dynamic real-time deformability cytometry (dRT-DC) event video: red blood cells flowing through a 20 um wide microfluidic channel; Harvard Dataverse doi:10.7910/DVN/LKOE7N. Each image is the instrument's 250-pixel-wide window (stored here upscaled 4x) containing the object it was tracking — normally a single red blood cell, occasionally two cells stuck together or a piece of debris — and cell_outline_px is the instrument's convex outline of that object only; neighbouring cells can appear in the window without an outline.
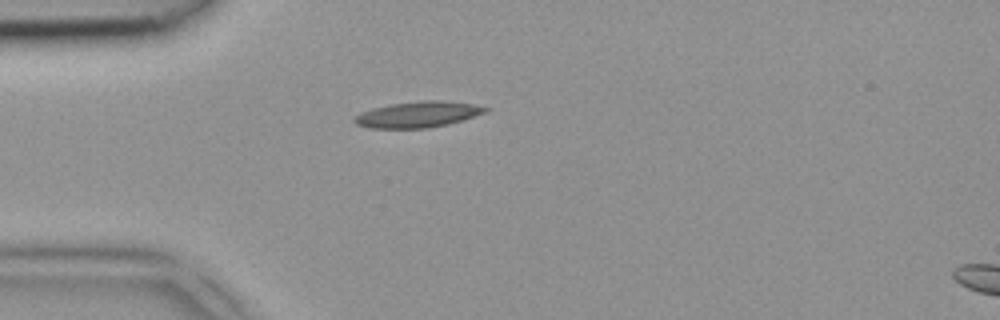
{"species": "common noctule bat (a hibernating species)", "species_latin": "Nyctalus noctula", "temperature_condition": "room temperature", "stored_images_in_passage": 4, "segment_of_instrument_passage": [1, 2], "camera_frame_rate_fps": 3000, "um_per_image_px": 0.085, "animal": {"sex": "female", "body_mass_g": 18.4}, "frame": {"image": 1, "passage_image": 3, "time_ms": 0.667, "image_size_px": [1000, 320], "cell_outline_px": [[488, 112], [448, 124], [428, 128], [368, 128], [356, 124], [352, 120], [360, 112], [372, 108], [392, 104], [428, 100], [440, 100], [472, 104], [488, 108]], "centroid_in_image_um": [35.5, 9.74], "position_along_channel_um": 49.5, "area_um2": 19.65}}